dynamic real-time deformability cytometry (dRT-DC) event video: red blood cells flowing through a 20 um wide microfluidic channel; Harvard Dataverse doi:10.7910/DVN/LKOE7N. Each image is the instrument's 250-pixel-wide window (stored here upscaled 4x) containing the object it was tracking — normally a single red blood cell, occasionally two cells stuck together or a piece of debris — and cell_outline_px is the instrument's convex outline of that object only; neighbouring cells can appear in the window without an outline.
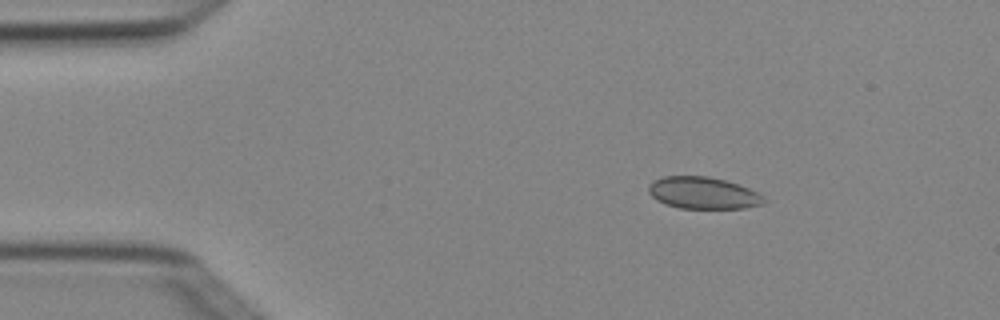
{"species": "Egyptian fruit bat (a non-hibernating species)", "species_latin": "Rousettus aegyptiacus", "temperature_condition": "cold", "stored_images_in_passage": 4, "camera_frame_rate_fps": 3000, "um_per_image_px": 0.085, "animal": {"sex": "female"}, "frame": {"image": 1, "passage_image": 3, "time_ms": 0.667, "image_size_px": [1000, 320], "cell_outline_px": [[764, 204], [744, 208], [680, 208], [664, 204], [656, 200], [648, 192], [648, 184], [652, 180], [664, 176], [708, 176], [724, 180], [748, 188], [764, 196]], "centroid_in_image_um": [59.71, 16.4], "position_along_channel_um": 25.3, "area_um2": 21.44}}